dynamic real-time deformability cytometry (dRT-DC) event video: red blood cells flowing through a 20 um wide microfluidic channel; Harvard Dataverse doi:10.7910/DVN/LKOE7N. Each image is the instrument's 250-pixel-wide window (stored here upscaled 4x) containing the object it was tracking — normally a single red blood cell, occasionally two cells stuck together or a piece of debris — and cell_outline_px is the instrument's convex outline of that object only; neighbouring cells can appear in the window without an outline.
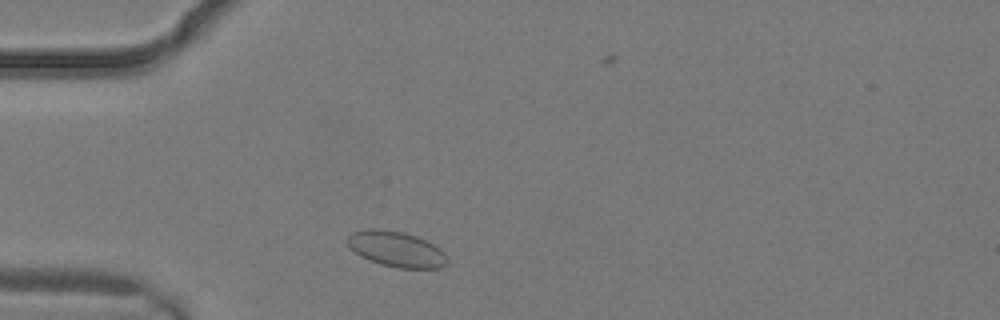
{"species": "common noctule bat (a hibernating species)", "species_latin": "Nyctalus noctula", "temperature_condition": "warm", "stored_images_in_passage": 3, "camera_frame_rate_fps": 3000, "um_per_image_px": 0.085, "animal": {"sex": "male", "body_mass_g": 19.2, "forearm_length_mm": 51.8}, "frame": {"image": 1, "passage_image": 1, "time_ms": 0.0, "image_size_px": [1000, 320], "cell_outline_px": [[448, 264], [440, 268], [396, 268], [380, 264], [360, 256], [348, 248], [348, 236], [352, 232], [368, 228], [376, 228], [404, 232], [416, 236], [440, 248], [444, 252], [448, 260]], "centroid_in_image_um": [33.68, 21.18], "position_along_channel_um": 51.3, "area_um2": 20.81}}